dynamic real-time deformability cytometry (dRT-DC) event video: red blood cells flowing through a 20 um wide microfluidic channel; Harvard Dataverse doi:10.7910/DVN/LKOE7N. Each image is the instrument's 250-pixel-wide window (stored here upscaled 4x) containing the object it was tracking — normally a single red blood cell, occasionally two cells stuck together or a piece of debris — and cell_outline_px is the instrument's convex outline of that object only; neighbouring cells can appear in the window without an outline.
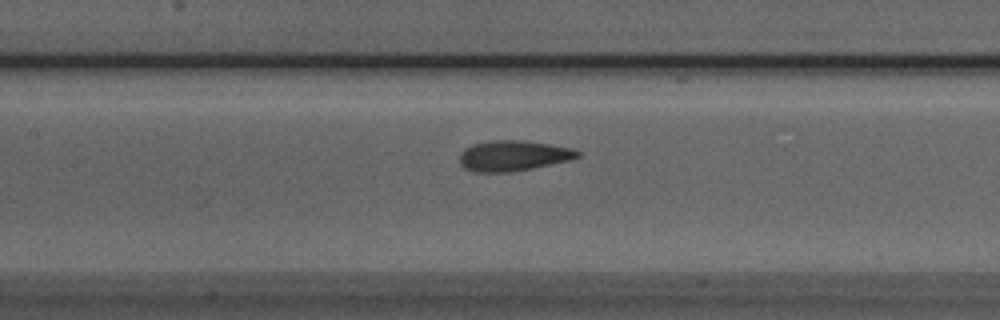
{"species": "Egyptian fruit bat (a non-hibernating species)", "species_latin": "Rousettus aegyptiacus", "temperature_condition": "room temperature", "stored_images_in_passage": 42, "camera_frame_rate_fps": 3000, "um_per_image_px": 0.085, "animal": {"sex": "male"}, "frame": {"image": 1, "passage_image": 21, "time_ms": 6.667, "image_size_px": [1000, 320], "cell_outline_px": [[580, 156], [568, 160], [532, 168], [508, 172], [476, 172], [464, 168], [460, 164], [460, 152], [464, 148], [472, 144], [492, 140], [520, 140], [548, 144], [572, 148], [580, 152]], "centroid_in_image_um": [43.58, 13.23], "position_along_channel_um": 163.8, "area_um2": 20.81}}
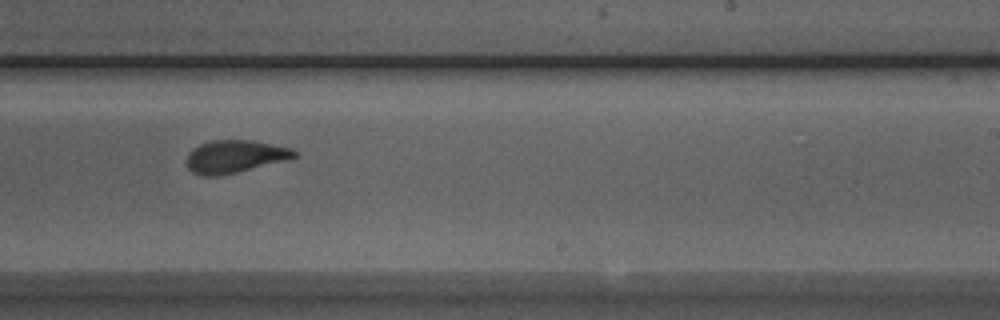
{"frame": {"image": 2, "passage_image": 29, "time_ms": 9.333, "image_size_px": [1000, 320], "cell_outline_px": [[296, 156], [284, 160], [220, 176], [200, 176], [192, 172], [188, 168], [188, 152], [192, 148], [200, 144], [212, 140], [252, 140], [292, 148], [296, 152]], "centroid_in_image_um": [19.91, 13.3], "position_along_channel_um": 269.1, "area_um2": 20.29}}
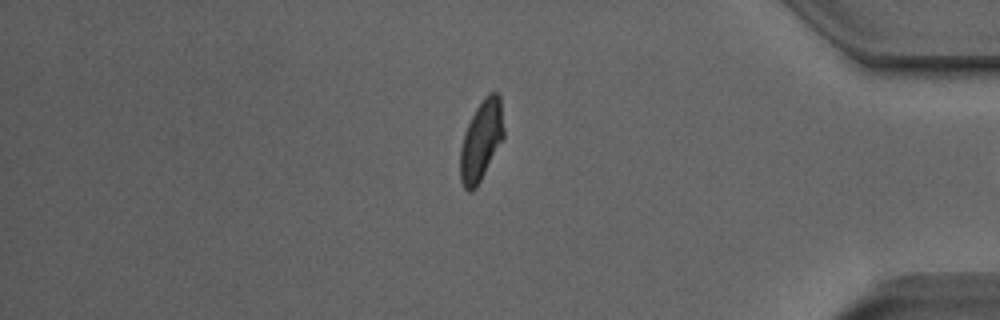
{"frame": {"image": 3, "passage_image": 41, "time_ms": 13.333, "image_size_px": [1000, 320], "cell_outline_px": [[504, 140], [476, 188], [472, 192], [468, 192], [464, 188], [460, 180], [460, 148], [468, 124], [476, 108], [484, 96], [488, 92], [496, 92], [500, 96], [504, 128]], "centroid_in_image_um": [40.92, 11.96], "position_along_channel_um": 394.3, "area_um2": 20.58}}